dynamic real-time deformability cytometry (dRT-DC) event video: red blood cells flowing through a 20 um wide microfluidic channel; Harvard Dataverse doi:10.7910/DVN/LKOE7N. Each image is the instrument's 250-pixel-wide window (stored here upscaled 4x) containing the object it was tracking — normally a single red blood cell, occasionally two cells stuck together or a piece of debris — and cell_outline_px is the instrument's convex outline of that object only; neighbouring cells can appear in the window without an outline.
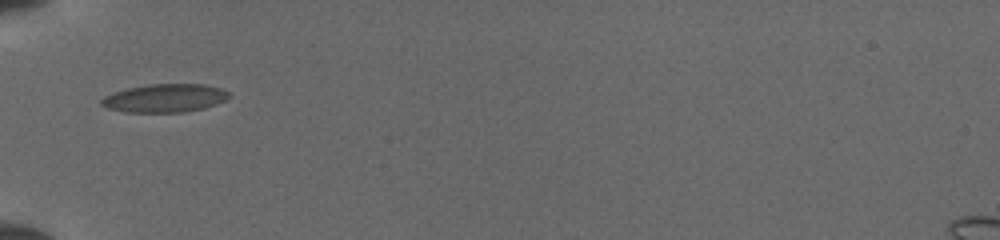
{"species": "common noctule bat (a hibernating species)", "species_latin": "Nyctalus noctula", "temperature_condition": "cold", "stored_images_in_passage": 32, "camera_frame_rate_fps": 3000, "um_per_image_px": 0.085, "animal": {"sex": "female", "body_mass_g": 19.5, "forearm_length_mm": 54.1}, "frame": {"image": 1, "passage_image": 1, "time_ms": 0.0, "image_size_px": [1000, 240], "cell_outline_px": [[232, 96], [224, 100], [204, 108], [184, 112], [124, 112], [108, 108], [100, 104], [100, 100], [104, 96], [112, 92], [128, 88], [148, 84], [204, 84], [220, 88], [232, 92]], "centroid_in_image_um": [14.01, 8.33], "position_along_channel_um": 71.0, "area_um2": 21.15}}
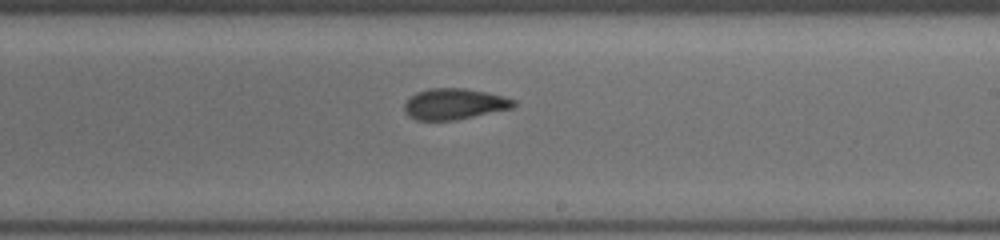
{"frame": {"image": 2, "passage_image": 14, "time_ms": 4.333, "image_size_px": [1000, 240], "cell_outline_px": [[516, 104], [512, 108], [456, 120], [416, 120], [408, 116], [404, 112], [404, 104], [416, 92], [432, 88], [464, 88], [488, 92], [504, 96], [516, 100]], "centroid_in_image_um": [38.62, 8.84], "position_along_channel_um": 250.4, "area_um2": 19.77}}
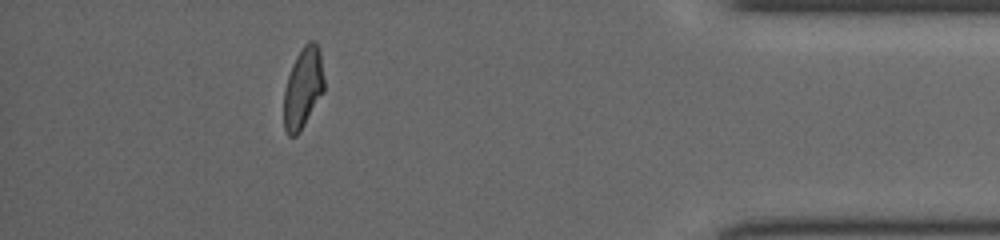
{"frame": {"image": 3, "passage_image": 28, "time_ms": 9.0, "image_size_px": [1000, 240], "cell_outline_px": [[324, 92], [300, 132], [296, 136], [288, 136], [284, 128], [284, 92], [288, 76], [292, 64], [296, 56], [304, 44], [308, 40], [312, 40], [316, 44], [320, 52], [324, 80]], "centroid_in_image_um": [25.76, 7.49], "position_along_channel_um": 409.4, "area_um2": 19.02}}